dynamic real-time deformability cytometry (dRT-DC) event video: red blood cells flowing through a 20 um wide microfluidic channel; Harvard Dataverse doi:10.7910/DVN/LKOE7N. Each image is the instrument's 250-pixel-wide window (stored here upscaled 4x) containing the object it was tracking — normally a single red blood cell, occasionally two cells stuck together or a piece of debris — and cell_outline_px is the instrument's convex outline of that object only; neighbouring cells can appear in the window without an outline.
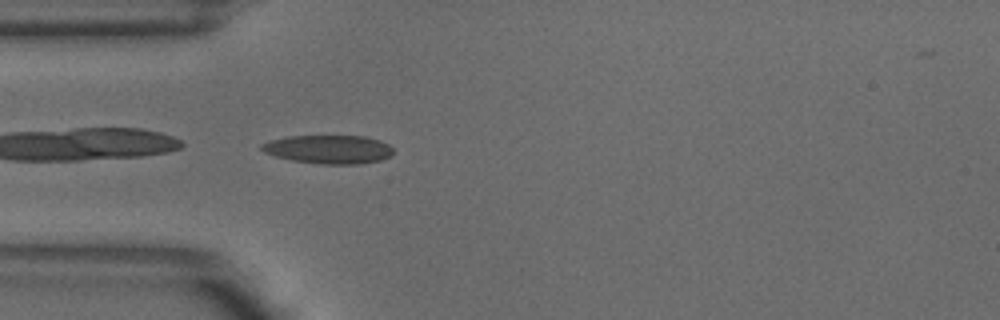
{"species": "common noctule bat (a hibernating species)", "species_latin": "Nyctalus noctula", "temperature_condition": "warm", "stored_images_in_passage": 4, "camera_frame_rate_fps": 3000, "um_per_image_px": 0.085, "animal": {"sex": "male", "body_mass_g": 18.8}, "frame": {"image": 1, "passage_image": 4, "time_ms": 1.0, "image_size_px": [1000, 320], "cell_outline_px": [[392, 156], [380, 160], [360, 164], [320, 164], [292, 160], [276, 156], [264, 152], [260, 148], [260, 144], [272, 140], [288, 136], [364, 136], [380, 140], [388, 144], [392, 148]], "centroid_in_image_um": [27.95, 12.69], "position_along_channel_um": 57.0, "area_um2": 21.91}}